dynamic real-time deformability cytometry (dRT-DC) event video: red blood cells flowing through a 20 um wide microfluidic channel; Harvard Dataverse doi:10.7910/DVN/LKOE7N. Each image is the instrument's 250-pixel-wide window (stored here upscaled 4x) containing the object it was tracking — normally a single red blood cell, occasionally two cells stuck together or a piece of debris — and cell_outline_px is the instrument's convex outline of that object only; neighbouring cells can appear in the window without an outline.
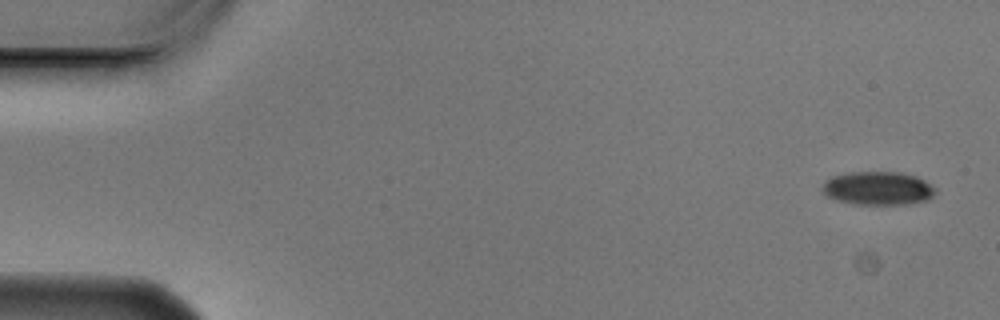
{"species": "Egyptian fruit bat (a non-hibernating species)", "species_latin": "Rousettus aegyptiacus", "temperature_condition": "cold", "stored_images_in_passage": 4, "camera_frame_rate_fps": 3000, "um_per_image_px": 0.085, "animal": {"sex": "male"}, "frame": {"image": 1, "passage_image": 1, "time_ms": 0.0, "image_size_px": [1000, 320], "cell_outline_px": [[936, 192], [928, 200], [908, 204], [856, 204], [836, 200], [828, 196], [820, 188], [824, 180], [832, 176], [852, 172], [900, 172], [916, 176], [932, 184], [936, 188]], "centroid_in_image_um": [74.63, 16.0], "position_along_channel_um": 10.4, "area_um2": 22.2}}
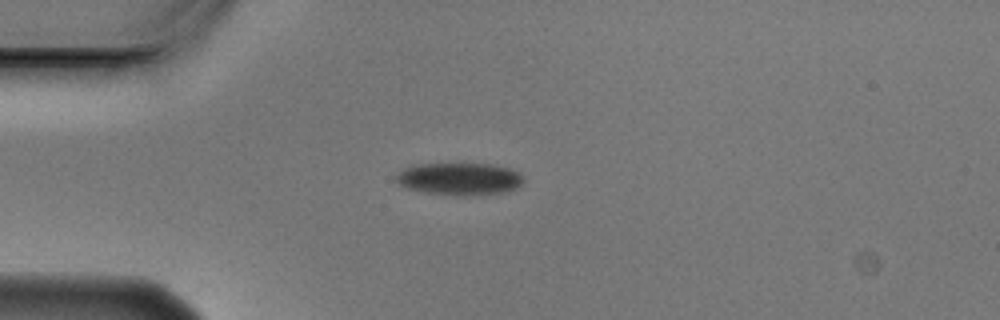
{"frame": {"image": 2, "passage_image": 4, "time_ms": 1.0, "image_size_px": [1000, 320], "cell_outline_px": [[524, 180], [516, 188], [504, 192], [428, 192], [404, 188], [396, 184], [396, 176], [404, 168], [412, 164], [460, 160], [492, 164], [508, 168], [516, 172]], "centroid_in_image_um": [38.95, 15.08], "position_along_channel_um": 46.0, "area_um2": 23.87}}